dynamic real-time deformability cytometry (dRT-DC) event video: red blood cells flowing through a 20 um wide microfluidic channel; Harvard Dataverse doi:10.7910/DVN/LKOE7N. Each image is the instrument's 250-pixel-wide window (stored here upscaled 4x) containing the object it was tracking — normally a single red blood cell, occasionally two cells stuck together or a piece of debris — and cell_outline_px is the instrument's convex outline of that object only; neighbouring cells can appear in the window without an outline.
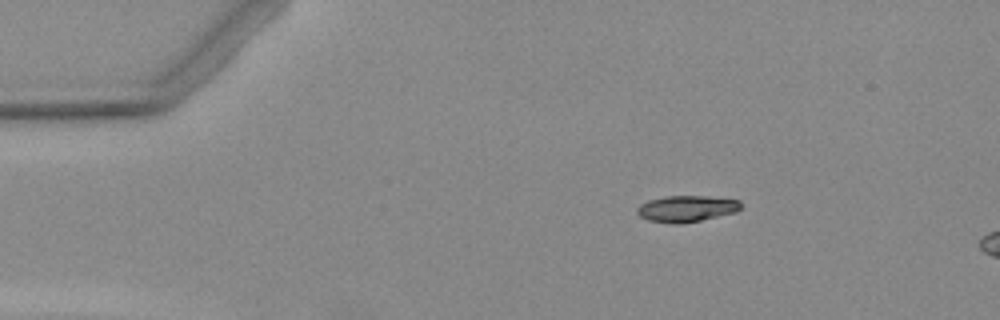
{"species": "Egyptian fruit bat (a non-hibernating species)", "species_latin": "Rousettus aegyptiacus", "temperature_condition": "warm", "stored_images_in_passage": 3, "camera_frame_rate_fps": 3000, "um_per_image_px": 0.085, "animal": {"sex": "female"}, "frame": {"image": 1, "passage_image": 1, "time_ms": 0.0, "image_size_px": [1000, 320], "cell_outline_px": [[740, 208], [736, 212], [700, 220], [676, 224], [672, 224], [648, 220], [640, 216], [636, 212], [636, 208], [640, 204], [648, 200], [668, 196], [708, 196], [740, 200]], "centroid_in_image_um": [58.32, 17.73], "position_along_channel_um": 26.7, "area_um2": 15.84}}